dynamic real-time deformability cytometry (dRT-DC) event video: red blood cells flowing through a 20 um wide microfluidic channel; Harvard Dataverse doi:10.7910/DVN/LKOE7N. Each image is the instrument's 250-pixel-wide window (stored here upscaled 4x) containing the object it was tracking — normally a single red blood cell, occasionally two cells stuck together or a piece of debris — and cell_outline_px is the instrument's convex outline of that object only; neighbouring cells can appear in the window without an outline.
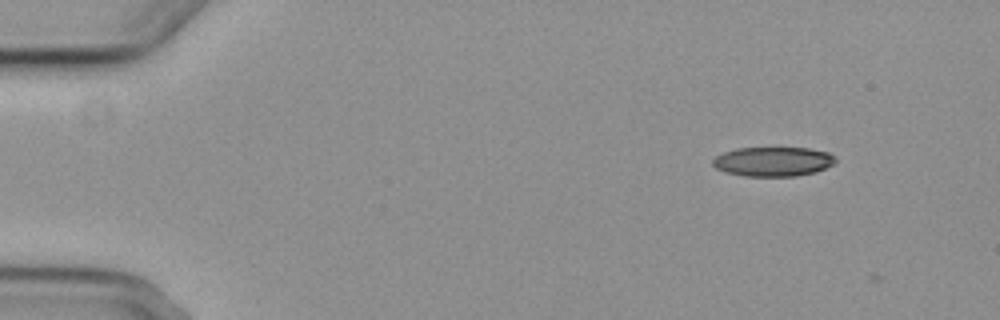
{"species": "common noctule bat (a hibernating species)", "species_latin": "Nyctalus noctula", "temperature_condition": "cold", "stored_images_in_passage": 4, "camera_frame_rate_fps": 3000, "um_per_image_px": 0.085, "animal": {"sex": "female", "body_mass_g": 29.2, "forearm_length_mm": 56.3}, "frame": {"image": 1, "passage_image": 1, "time_ms": 0.0, "image_size_px": [1000, 320], "cell_outline_px": [[836, 160], [832, 164], [816, 172], [796, 176], [744, 176], [724, 172], [716, 168], [712, 164], [712, 160], [716, 156], [724, 152], [736, 148], [808, 148], [828, 152], [836, 156]], "centroid_in_image_um": [65.7, 13.73], "position_along_channel_um": 19.3, "area_um2": 21.1}}